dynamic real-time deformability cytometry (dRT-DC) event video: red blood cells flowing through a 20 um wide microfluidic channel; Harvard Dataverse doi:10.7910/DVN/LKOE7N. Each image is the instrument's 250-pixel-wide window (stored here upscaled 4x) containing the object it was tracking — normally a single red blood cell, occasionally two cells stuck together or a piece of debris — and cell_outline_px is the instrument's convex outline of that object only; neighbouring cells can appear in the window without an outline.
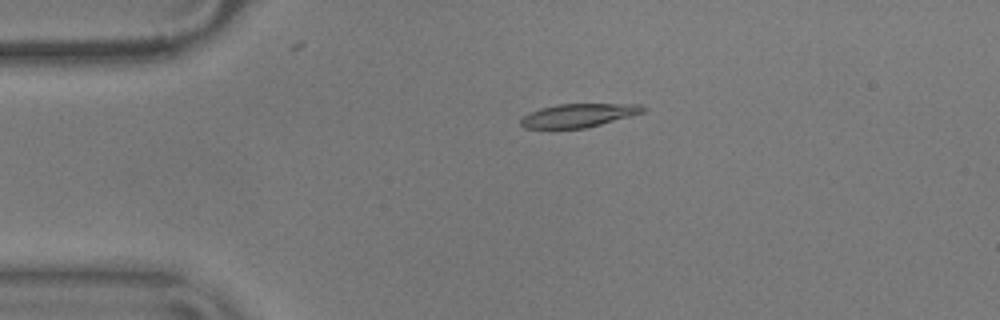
{"species": "common noctule bat (a hibernating species)", "species_latin": "Nyctalus noctula", "temperature_condition": "warm", "stored_images_in_passage": 23, "camera_frame_rate_fps": 3000, "um_per_image_px": 0.085, "animal": {"sex": "male", "body_mass_g": 17.9}, "frame": {"image": 1, "passage_image": 7, "time_ms": 2.0, "image_size_px": [1000, 320], "cell_outline_px": [[648, 108], [644, 112], [600, 124], [584, 128], [524, 128], [520, 124], [520, 120], [524, 116], [540, 108], [560, 104], [640, 104]], "centroid_in_image_um": [49.19, 9.8], "position_along_channel_um": 35.8, "area_um2": 16.47}}